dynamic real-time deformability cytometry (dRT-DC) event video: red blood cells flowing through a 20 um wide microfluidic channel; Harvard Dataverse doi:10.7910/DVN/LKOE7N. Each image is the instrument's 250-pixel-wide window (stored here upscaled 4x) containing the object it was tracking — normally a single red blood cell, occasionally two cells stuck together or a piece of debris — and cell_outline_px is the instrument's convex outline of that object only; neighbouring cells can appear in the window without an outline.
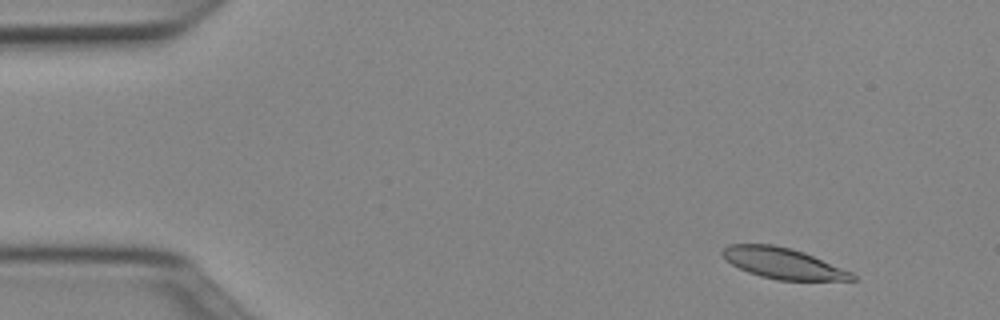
{"species": "Egyptian fruit bat (a non-hibernating species)", "species_latin": "Rousettus aegyptiacus", "temperature_condition": "cold", "stored_images_in_passage": 51, "camera_frame_rate_fps": 3000, "um_per_image_px": 0.085, "animal": {"sex": "female"}, "frame": {"image": 1, "passage_image": 5, "time_ms": 1.333, "image_size_px": [1000, 320], "cell_outline_px": [[856, 280], [776, 280], [760, 276], [748, 272], [732, 264], [720, 252], [728, 244], [772, 244], [792, 248], [804, 252], [852, 272], [856, 276]], "centroid_in_image_um": [66.56, 22.37], "position_along_channel_um": 18.4, "area_um2": 23.18}}
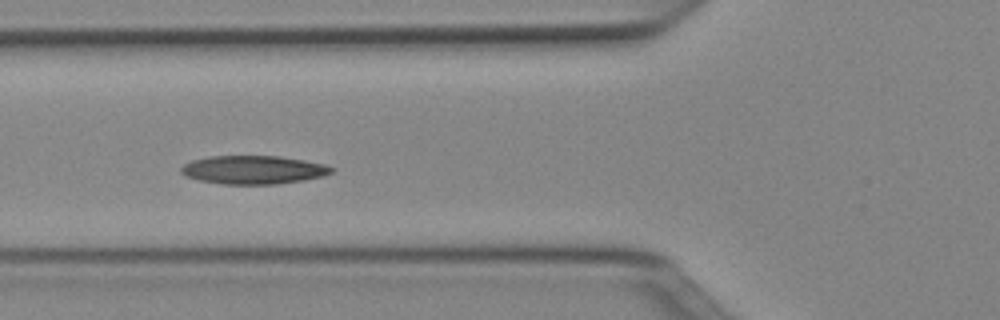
{"frame": {"image": 2, "passage_image": 19, "time_ms": 6.0, "image_size_px": [1000, 320], "cell_outline_px": [[336, 168], [332, 172], [324, 176], [304, 180], [276, 184], [224, 184], [200, 180], [184, 176], [180, 172], [180, 168], [184, 164], [192, 160], [208, 156], [280, 156], [304, 160], [324, 164]], "centroid_in_image_um": [21.54, 14.43], "position_along_channel_um": 104.3, "area_um2": 25.03}}
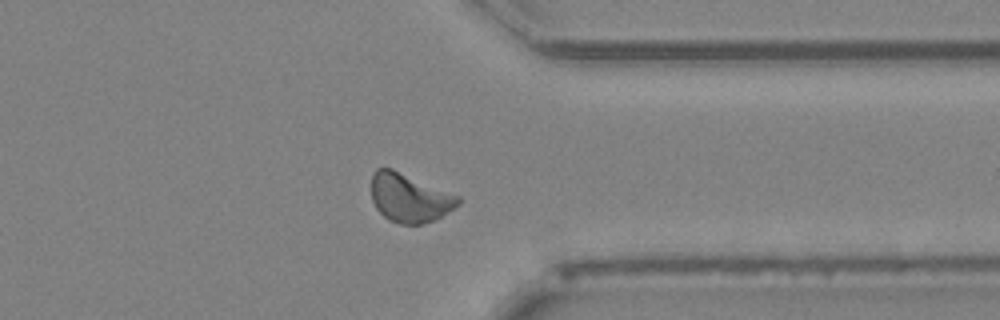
{"frame": {"image": 3, "passage_image": 40, "time_ms": 13.0, "image_size_px": [1000, 320], "cell_outline_px": [[460, 204], [440, 216], [432, 220], [420, 224], [400, 224], [388, 220], [376, 208], [372, 200], [372, 172], [376, 168], [392, 168], [460, 196]], "centroid_in_image_um": [34.78, 16.8], "position_along_channel_um": 376.6, "area_um2": 24.51}, "authors_computed_cell_mechanics": {"area_um2": 24.0448, "velocity_mm_per_s": 3.9455, "shape_relaxation_time_tau1_ms": 3.512, "shape_relaxation_time_tau2_ms": null, "deformation_change_tau1": 0.1047, "deformation_change_tau2": null}}